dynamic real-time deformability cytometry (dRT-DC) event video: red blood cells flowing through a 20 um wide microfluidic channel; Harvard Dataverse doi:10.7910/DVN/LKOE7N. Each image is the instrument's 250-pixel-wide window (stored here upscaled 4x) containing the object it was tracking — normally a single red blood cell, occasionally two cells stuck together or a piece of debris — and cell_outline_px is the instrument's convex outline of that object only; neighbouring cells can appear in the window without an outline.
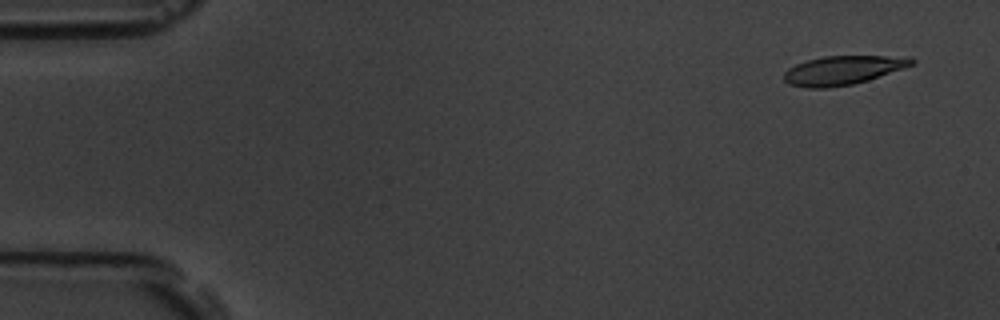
{"species": "common noctule bat (a hibernating species)", "species_latin": "Nyctalus noctula", "temperature_condition": "room temperature", "stored_images_in_passage": 4, "camera_frame_rate_fps": 3000, "um_per_image_px": 0.085, "animal": {"sex": "male", "body_mass_g": 19.5, "forearm_length_mm": 54.6}, "frame": {"image": 1, "passage_image": 1, "time_ms": 0.0, "image_size_px": [1000, 320], "cell_outline_px": [[916, 64], [868, 80], [852, 84], [828, 88], [808, 88], [788, 84], [784, 80], [784, 72], [788, 68], [796, 64], [808, 60], [824, 56], [912, 56], [916, 60]], "centroid_in_image_um": [71.69, 5.96], "position_along_channel_um": 13.3, "area_um2": 21.68}}
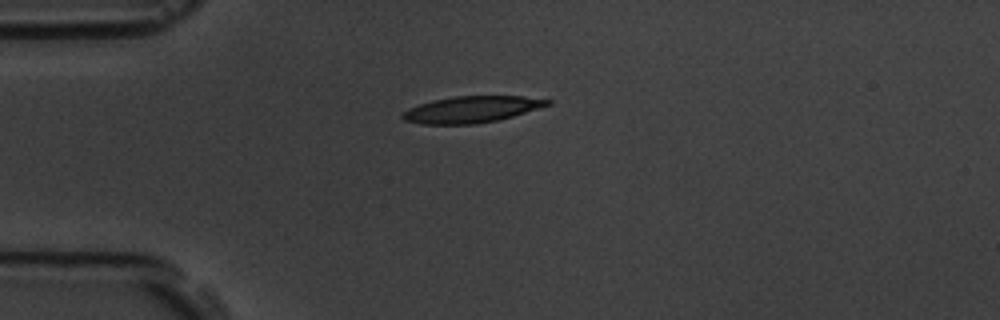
{"frame": {"image": 2, "passage_image": 4, "time_ms": 3.667, "image_size_px": [1000, 320], "cell_outline_px": [[552, 104], [512, 116], [496, 120], [476, 124], [420, 124], [404, 120], [400, 116], [408, 108], [432, 100], [456, 96], [524, 96], [552, 100]], "centroid_in_image_um": [40.07, 9.3], "position_along_channel_um": 44.9, "area_um2": 22.25}}